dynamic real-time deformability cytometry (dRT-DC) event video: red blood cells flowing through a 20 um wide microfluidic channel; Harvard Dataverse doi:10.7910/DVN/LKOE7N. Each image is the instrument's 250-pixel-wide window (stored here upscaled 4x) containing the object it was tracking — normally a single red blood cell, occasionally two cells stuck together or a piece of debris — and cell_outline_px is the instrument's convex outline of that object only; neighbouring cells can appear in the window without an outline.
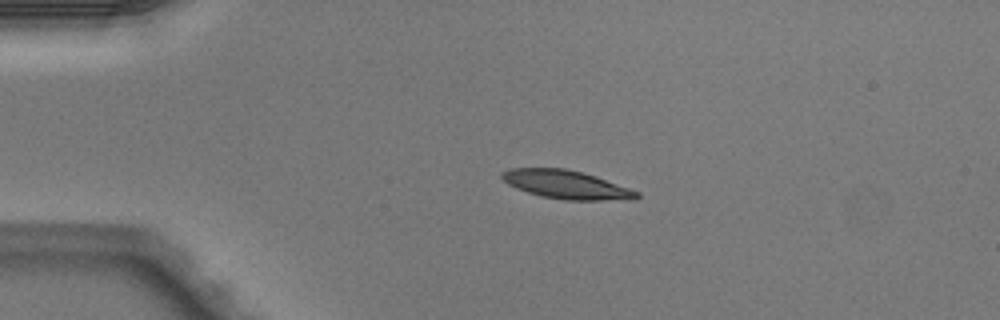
{"species": "Egyptian fruit bat (a non-hibernating species)", "species_latin": "Rousettus aegyptiacus", "temperature_condition": "warm", "stored_images_in_passage": 3, "camera_frame_rate_fps": 3000, "um_per_image_px": 0.085, "animal": {"sex": "male"}, "frame": {"image": 1, "passage_image": 1, "time_ms": 0.0, "image_size_px": [1000, 320], "cell_outline_px": [[640, 196], [636, 200], [564, 200], [540, 196], [516, 188], [508, 184], [500, 176], [500, 172], [512, 168], [564, 168], [596, 176], [640, 192]], "centroid_in_image_um": [48.16, 15.7], "position_along_channel_um": 36.8, "area_um2": 22.43}}
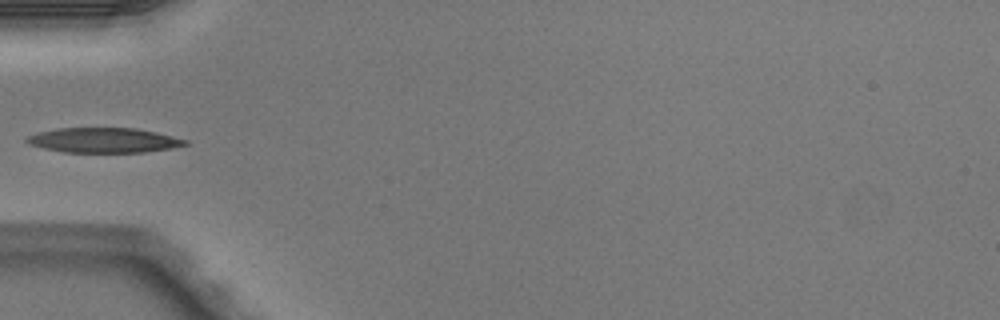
{"frame": {"image": 2, "passage_image": 2, "time_ms": 0.333, "image_size_px": [1000, 320], "cell_outline_px": [[188, 144], [172, 148], [144, 152], [64, 152], [44, 148], [28, 144], [24, 140], [28, 136], [36, 132], [60, 128], [136, 128], [156, 132], [188, 140]], "centroid_in_image_um": [8.8, 11.92], "position_along_channel_um": 76.2, "area_um2": 22.95}}